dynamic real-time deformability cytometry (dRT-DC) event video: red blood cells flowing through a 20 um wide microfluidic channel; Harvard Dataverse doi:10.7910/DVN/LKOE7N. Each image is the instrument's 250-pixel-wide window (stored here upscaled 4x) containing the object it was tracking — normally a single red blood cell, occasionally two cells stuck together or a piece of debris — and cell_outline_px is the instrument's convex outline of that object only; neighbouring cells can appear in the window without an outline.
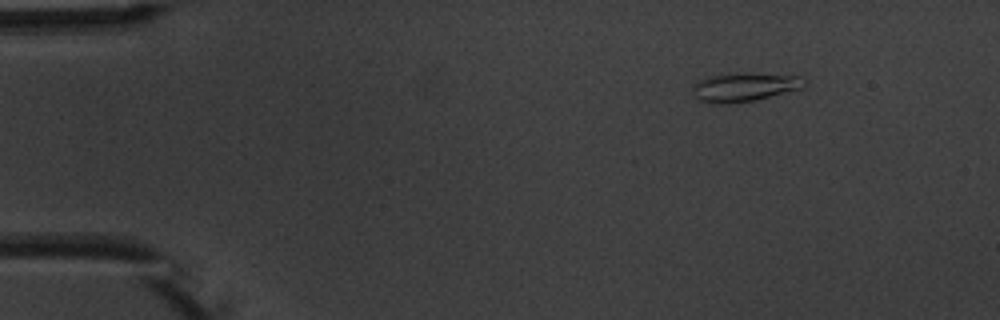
{"species": "common noctule bat (a hibernating species)", "species_latin": "Nyctalus noctula", "temperature_condition": "warm", "stored_images_in_passage": 6, "camera_frame_rate_fps": 3000, "um_per_image_px": 0.085, "animal": {"sex": "male", "body_mass_g": 20.1, "forearm_length_mm": 53.5}, "frame": {"image": 1, "passage_image": 2, "time_ms": 1.0, "image_size_px": [1000, 320], "cell_outline_px": [[808, 84], [804, 88], [752, 100], [728, 104], [708, 104], [700, 100], [696, 96], [696, 84], [700, 80], [712, 76], [744, 72], [748, 72], [800, 76], [808, 80]], "centroid_in_image_um": [63.39, 7.39], "position_along_channel_um": 21.6, "area_um2": 18.61}}
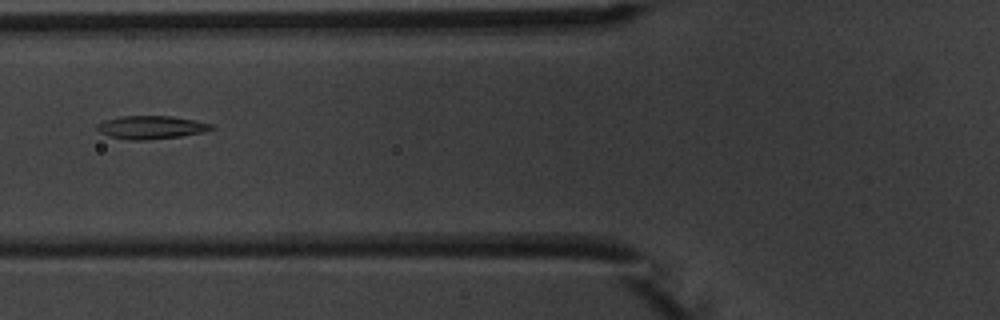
{"frame": {"image": 2, "passage_image": 6, "time_ms": 5.667, "image_size_px": [1000, 320], "cell_outline_px": [[216, 128], [204, 132], [180, 136], [144, 140], [128, 140], [112, 136], [100, 132], [96, 128], [96, 124], [104, 120], [120, 116], [172, 116], [196, 120], [212, 124]], "centroid_in_image_um": [12.87, 10.81], "position_along_channel_um": 112.9, "area_um2": 15.43}}